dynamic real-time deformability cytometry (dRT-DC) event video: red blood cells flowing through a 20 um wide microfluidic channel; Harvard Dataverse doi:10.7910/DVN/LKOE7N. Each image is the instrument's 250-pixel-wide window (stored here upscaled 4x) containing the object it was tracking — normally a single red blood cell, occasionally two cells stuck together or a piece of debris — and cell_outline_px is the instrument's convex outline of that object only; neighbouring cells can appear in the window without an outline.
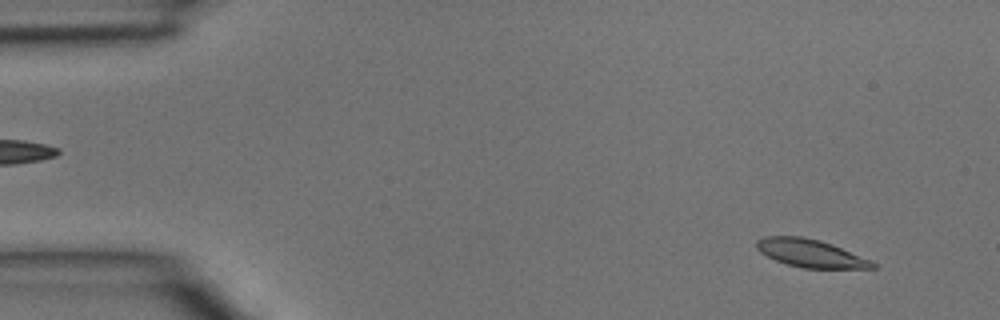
{"species": "common noctule bat (a hibernating species)", "species_latin": "Nyctalus noctula", "temperature_condition": "room temperature", "stored_images_in_passage": 3, "camera_frame_rate_fps": 3000, "um_per_image_px": 0.085, "animal": {"sex": "male", "body_mass_g": 15.6}, "frame": {"image": 1, "passage_image": 1, "time_ms": 0.0, "image_size_px": [1000, 320], "cell_outline_px": [[876, 268], [804, 268], [788, 264], [776, 260], [760, 252], [756, 248], [756, 240], [764, 236], [804, 236], [820, 240], [832, 244], [872, 260], [876, 264]], "centroid_in_image_um": [68.9, 21.51], "position_along_channel_um": 16.1, "area_um2": 18.84}}